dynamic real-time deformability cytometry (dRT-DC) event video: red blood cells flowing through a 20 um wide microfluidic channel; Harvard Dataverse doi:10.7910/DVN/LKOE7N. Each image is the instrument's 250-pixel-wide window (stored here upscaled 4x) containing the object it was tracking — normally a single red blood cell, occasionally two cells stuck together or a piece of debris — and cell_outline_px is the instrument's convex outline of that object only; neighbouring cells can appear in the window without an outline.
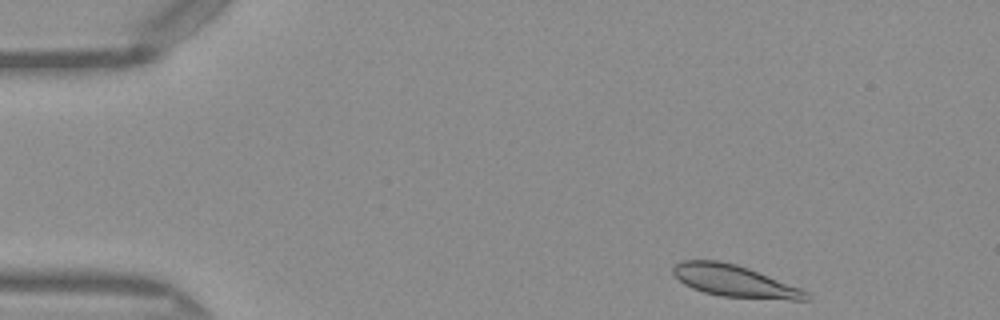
{"species": "Egyptian fruit bat (a non-hibernating species)", "species_latin": "Rousettus aegyptiacus", "temperature_condition": "warm", "stored_images_in_passage": 44, "camera_frame_rate_fps": 3000, "um_per_image_px": 0.085, "frame": {"image": 1, "passage_image": 1, "time_ms": 0.0, "image_size_px": [1000, 320], "cell_outline_px": [[812, 296], [808, 300], [792, 300], [720, 296], [704, 292], [692, 288], [684, 284], [672, 272], [672, 268], [676, 264], [684, 260], [720, 260], [736, 264], [748, 268], [800, 288], [808, 292]], "centroid_in_image_um": [62.44, 23.89], "position_along_channel_um": 22.6, "area_um2": 24.57}}
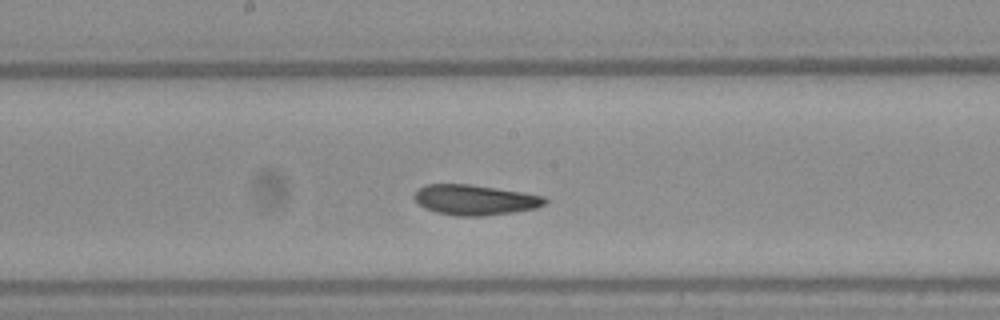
{"frame": {"image": 2, "passage_image": 21, "time_ms": 6.667, "image_size_px": [1000, 320], "cell_outline_px": [[548, 200], [544, 204], [536, 208], [512, 212], [484, 216], [456, 216], [436, 212], [424, 208], [412, 196], [420, 188], [428, 184], [468, 184], [524, 192], [544, 196]], "centroid_in_image_um": [40.38, 16.99], "position_along_channel_um": 207.8, "area_um2": 22.95}}
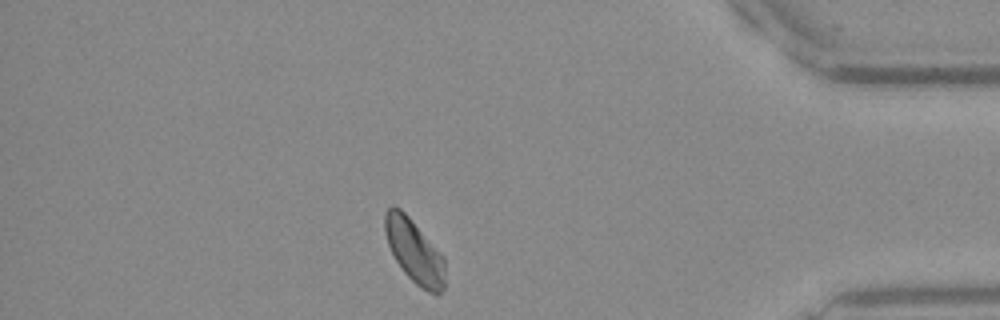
{"frame": {"image": 3, "passage_image": 38, "time_ms": 12.333, "image_size_px": [1000, 320], "cell_outline_px": [[444, 288], [436, 296], [420, 288], [404, 272], [396, 260], [388, 244], [384, 232], [384, 216], [388, 208], [400, 208], [408, 216], [444, 256]], "centroid_in_image_um": [35.23, 21.39], "position_along_channel_um": 400.0, "area_um2": 22.02}, "authors_computed_cell_mechanics": {"area_um2": 22.8599, "velocity_mm_per_s": 4.0414, "shape_relaxation_time_tau1_ms": 7.2885, "shape_relaxation_time_tau2_ms": null, "deformation_change_tau1": 0.1468, "deformation_change_tau2": null}}